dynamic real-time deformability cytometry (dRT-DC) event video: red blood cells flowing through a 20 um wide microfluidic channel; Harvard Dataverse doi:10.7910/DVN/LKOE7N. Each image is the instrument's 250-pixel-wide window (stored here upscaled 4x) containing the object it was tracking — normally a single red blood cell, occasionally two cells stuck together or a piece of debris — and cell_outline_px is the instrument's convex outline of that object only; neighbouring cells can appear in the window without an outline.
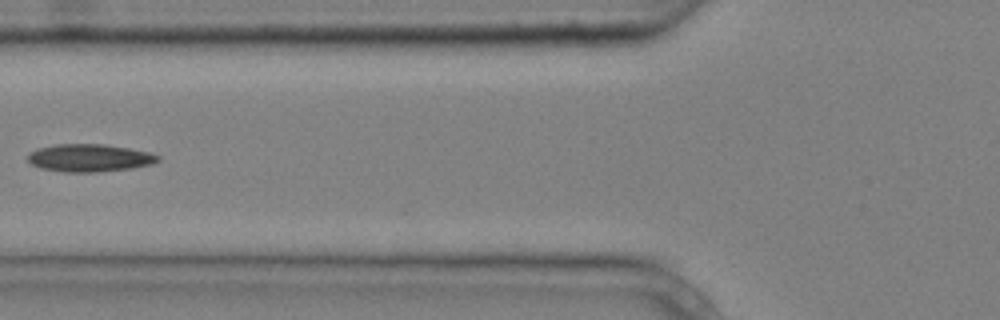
{"species": "common noctule bat (a hibernating species)", "species_latin": "Nyctalus noctula", "temperature_condition": "cold", "stored_images_in_passage": 9, "camera_frame_rate_fps": 3000, "um_per_image_px": 0.085, "animal": {"sex": "male", "body_mass_g": 20.4}, "frame": {"image": 1, "passage_image": 6, "time_ms": 1.667, "image_size_px": [1000, 320], "cell_outline_px": [[160, 160], [152, 164], [132, 168], [96, 172], [64, 172], [40, 168], [32, 164], [28, 160], [28, 152], [36, 148], [56, 144], [104, 144], [128, 148], [148, 152], [160, 156]], "centroid_in_image_um": [7.58, 13.42], "position_along_channel_um": 118.2, "area_um2": 21.04}}